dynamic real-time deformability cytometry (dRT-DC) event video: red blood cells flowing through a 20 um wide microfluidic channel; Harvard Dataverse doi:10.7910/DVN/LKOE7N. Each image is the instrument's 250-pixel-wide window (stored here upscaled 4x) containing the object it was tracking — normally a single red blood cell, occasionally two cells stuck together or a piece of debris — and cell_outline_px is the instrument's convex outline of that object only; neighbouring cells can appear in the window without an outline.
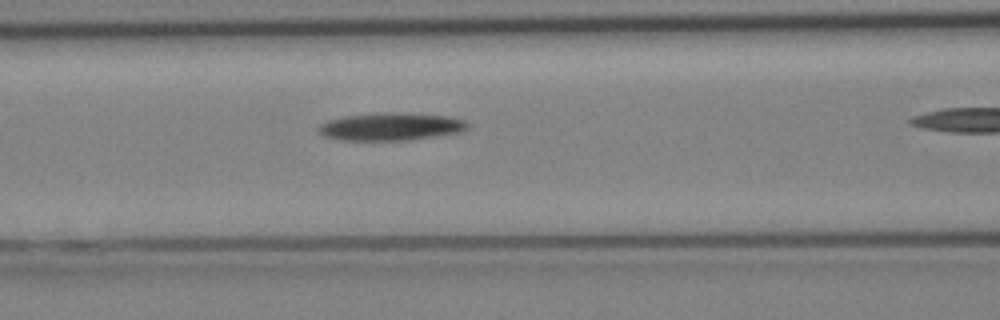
{"species": "Egyptian fruit bat (a non-hibernating species)", "species_latin": "Rousettus aegyptiacus", "temperature_condition": "cold", "stored_images_in_passage": 19, "camera_frame_rate_fps": 3000, "um_per_image_px": 0.085, "animal": {"sex": "female"}, "frame": {"image": 1, "passage_image": 6, "time_ms": 1.667, "image_size_px": [1000, 320], "cell_outline_px": [[468, 128], [460, 132], [408, 140], [340, 140], [324, 136], [320, 132], [320, 124], [328, 120], [344, 116], [384, 112], [400, 112], [448, 116], [464, 120], [468, 124]], "centroid_in_image_um": [33.23, 10.75], "position_along_channel_um": 133.4, "area_um2": 23.93}}
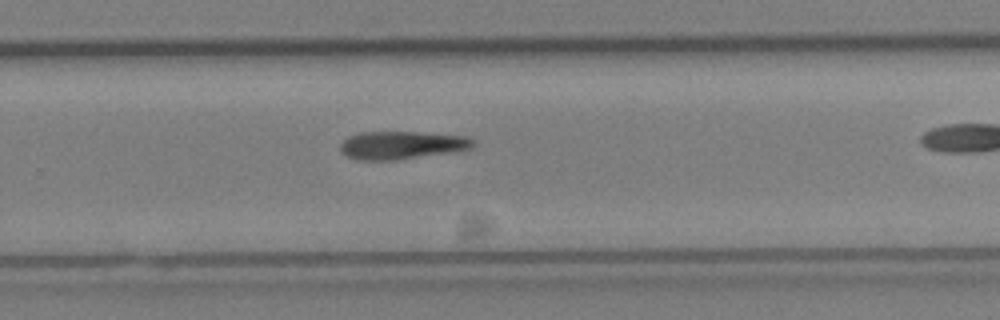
{"frame": {"image": 2, "passage_image": 14, "time_ms": 4.333, "image_size_px": [1000, 320], "cell_outline_px": [[476, 144], [472, 148], [396, 160], [356, 160], [340, 152], [340, 144], [348, 136], [360, 132], [420, 132], [468, 136]], "centroid_in_image_um": [34.1, 12.33], "position_along_channel_um": 295.7, "area_um2": 21.56}}